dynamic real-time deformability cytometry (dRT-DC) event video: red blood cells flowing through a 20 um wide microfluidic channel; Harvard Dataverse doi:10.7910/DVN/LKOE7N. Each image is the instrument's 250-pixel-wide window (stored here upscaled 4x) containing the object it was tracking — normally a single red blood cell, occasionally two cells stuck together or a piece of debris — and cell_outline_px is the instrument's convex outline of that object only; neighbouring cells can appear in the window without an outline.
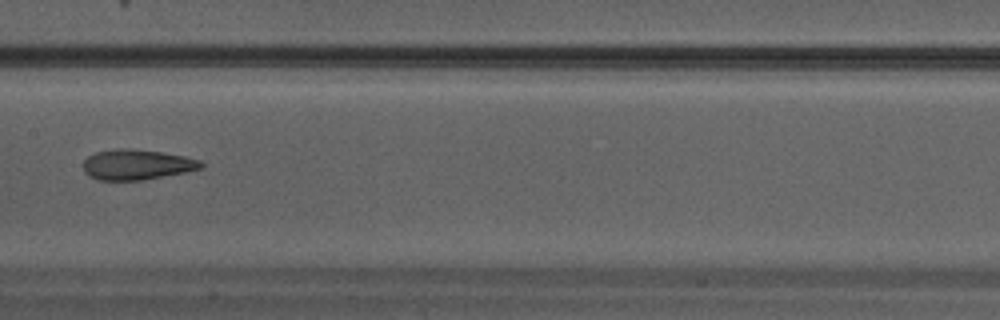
{"species": "Egyptian fruit bat (a non-hibernating species)", "species_latin": "Rousettus aegyptiacus", "temperature_condition": "warm", "stored_images_in_passage": 29, "camera_frame_rate_fps": 3000, "um_per_image_px": 0.085, "animal": {"sex": "male"}, "frame": {"image": 1, "passage_image": 13, "time_ms": 4.0, "image_size_px": [1000, 320], "cell_outline_px": [[204, 168], [184, 172], [140, 180], [100, 180], [88, 176], [84, 172], [84, 160], [88, 156], [96, 152], [116, 148], [128, 148], [160, 152], [184, 156], [200, 160], [204, 164]], "centroid_in_image_um": [11.62, 13.98], "position_along_channel_um": 195.8, "area_um2": 20.69}}
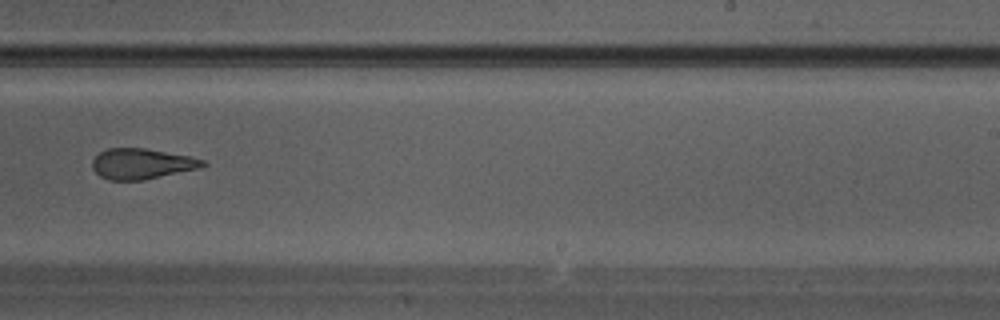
{"frame": {"image": 2, "passage_image": 17, "time_ms": 5.333, "image_size_px": [1000, 320], "cell_outline_px": [[208, 164], [200, 168], [144, 180], [108, 180], [100, 176], [92, 168], [92, 160], [100, 152], [108, 148], [144, 148], [188, 156], [204, 160]], "centroid_in_image_um": [12.04, 13.93], "position_along_channel_um": 277.0, "area_um2": 19.59}}